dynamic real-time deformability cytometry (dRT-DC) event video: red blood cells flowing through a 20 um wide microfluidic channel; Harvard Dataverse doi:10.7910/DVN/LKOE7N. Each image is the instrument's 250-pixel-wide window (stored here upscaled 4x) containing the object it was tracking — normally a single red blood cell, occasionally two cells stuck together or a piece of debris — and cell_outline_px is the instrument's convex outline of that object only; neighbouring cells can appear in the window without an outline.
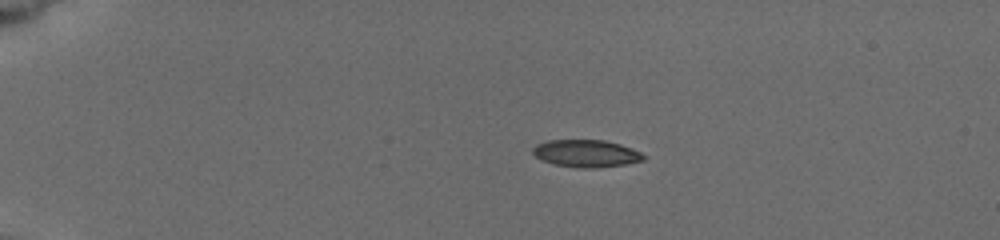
{"species": "common noctule bat (a hibernating species)", "species_latin": "Nyctalus noctula", "temperature_condition": "cold", "stored_images_in_passage": 6, "camera_frame_rate_fps": 3000, "um_per_image_px": 0.085, "animal": {"sex": "female", "body_mass_g": 19.5, "forearm_length_mm": 54.1}, "frame": {"image": 1, "passage_image": 1, "time_ms": 0.0, "image_size_px": [1000, 240], "cell_outline_px": [[648, 156], [644, 160], [624, 164], [592, 168], [580, 168], [556, 164], [540, 160], [532, 152], [532, 148], [536, 144], [548, 140], [604, 140], [620, 144], [632, 148]], "centroid_in_image_um": [49.83, 13.03], "position_along_channel_um": 35.2, "area_um2": 17.63}}
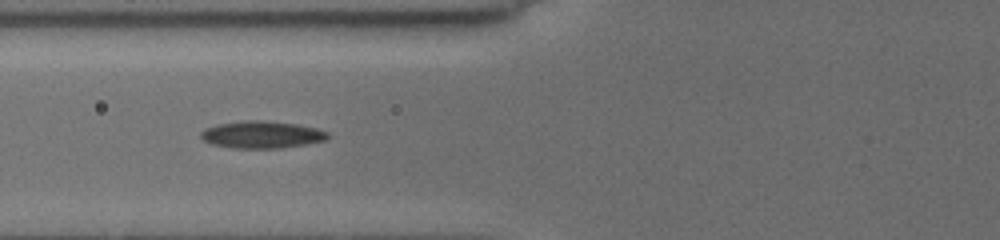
{"frame": {"image": 2, "passage_image": 5, "time_ms": 3.667, "image_size_px": [1000, 240], "cell_outline_px": [[328, 136], [324, 140], [308, 144], [280, 148], [236, 148], [212, 144], [204, 140], [200, 136], [200, 132], [204, 128], [220, 124], [248, 120], [260, 120], [296, 124], [316, 128], [328, 132]], "centroid_in_image_um": [22.24, 11.45], "position_along_channel_um": 103.6, "area_um2": 19.88}}
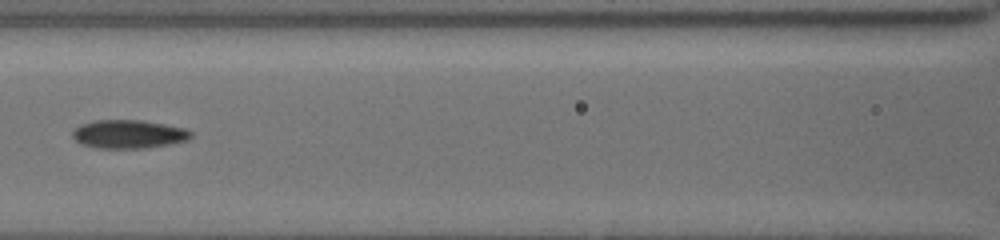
{"frame": {"image": 3, "passage_image": 6, "time_ms": 5.0, "image_size_px": [1000, 240], "cell_outline_px": [[192, 136], [188, 140], [148, 148], [96, 148], [80, 144], [72, 136], [72, 132], [80, 124], [92, 120], [140, 120], [164, 124], [184, 128], [192, 132]], "centroid_in_image_um": [10.91, 11.4], "position_along_channel_um": 155.7, "area_um2": 19.71}}